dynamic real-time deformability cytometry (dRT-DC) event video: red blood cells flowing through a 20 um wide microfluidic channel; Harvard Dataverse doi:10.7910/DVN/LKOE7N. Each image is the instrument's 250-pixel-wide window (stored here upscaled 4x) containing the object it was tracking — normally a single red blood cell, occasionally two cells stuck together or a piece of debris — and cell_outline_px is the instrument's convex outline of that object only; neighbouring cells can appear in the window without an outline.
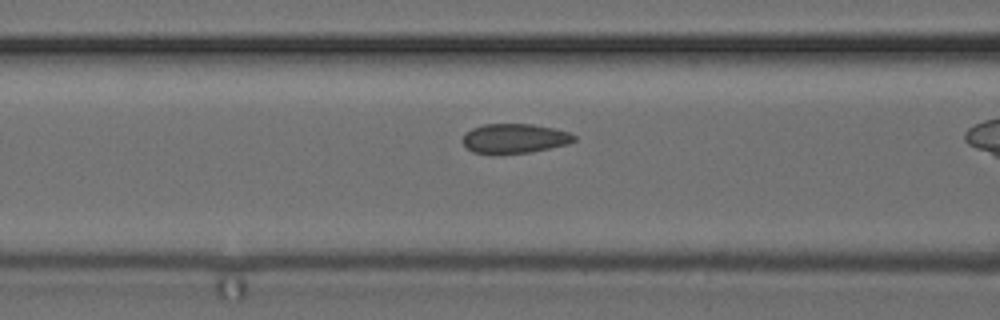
{"species": "common noctule bat (a hibernating species)", "species_latin": "Nyctalus noctula", "temperature_condition": "cold", "stored_images_in_passage": 34, "camera_frame_rate_fps": 3000, "um_per_image_px": 0.085, "animal": {"sex": "female", "body_mass_g": 24.6, "forearm_length_mm": 56.2}, "frame": {"image": 1, "passage_image": 15, "time_ms": 4.667, "image_size_px": [1000, 320], "cell_outline_px": [[576, 140], [568, 144], [532, 152], [492, 156], [472, 152], [460, 140], [464, 132], [472, 128], [484, 124], [532, 124], [552, 128], [568, 132], [576, 136]], "centroid_in_image_um": [43.67, 11.8], "position_along_channel_um": 122.9, "area_um2": 19.77}}